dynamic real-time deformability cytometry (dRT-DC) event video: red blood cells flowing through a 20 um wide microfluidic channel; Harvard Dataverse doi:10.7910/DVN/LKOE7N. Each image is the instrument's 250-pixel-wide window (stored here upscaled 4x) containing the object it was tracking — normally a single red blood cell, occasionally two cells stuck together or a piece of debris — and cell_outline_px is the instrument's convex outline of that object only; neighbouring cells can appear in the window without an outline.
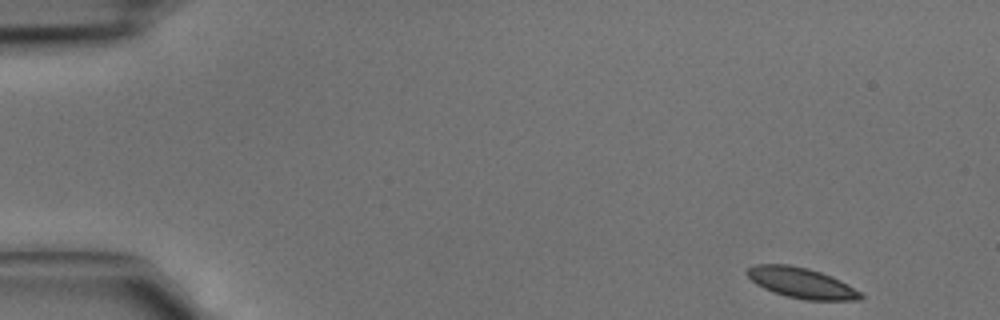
{"species": "common noctule bat (a hibernating species)", "species_latin": "Nyctalus noctula", "temperature_condition": "cold", "stored_images_in_passage": 4, "camera_frame_rate_fps": 3000, "um_per_image_px": 0.085, "animal": {"sex": "male", "body_mass_g": 15.6}, "frame": {"image": 1, "passage_image": 1, "time_ms": 0.0, "image_size_px": [1000, 320], "cell_outline_px": [[864, 296], [860, 300], [804, 300], [784, 296], [764, 288], [756, 284], [744, 272], [748, 268], [756, 264], [788, 264], [808, 268], [832, 276], [840, 280], [860, 292]], "centroid_in_image_um": [68.1, 24.05], "position_along_channel_um": 16.9, "area_um2": 20.17}}